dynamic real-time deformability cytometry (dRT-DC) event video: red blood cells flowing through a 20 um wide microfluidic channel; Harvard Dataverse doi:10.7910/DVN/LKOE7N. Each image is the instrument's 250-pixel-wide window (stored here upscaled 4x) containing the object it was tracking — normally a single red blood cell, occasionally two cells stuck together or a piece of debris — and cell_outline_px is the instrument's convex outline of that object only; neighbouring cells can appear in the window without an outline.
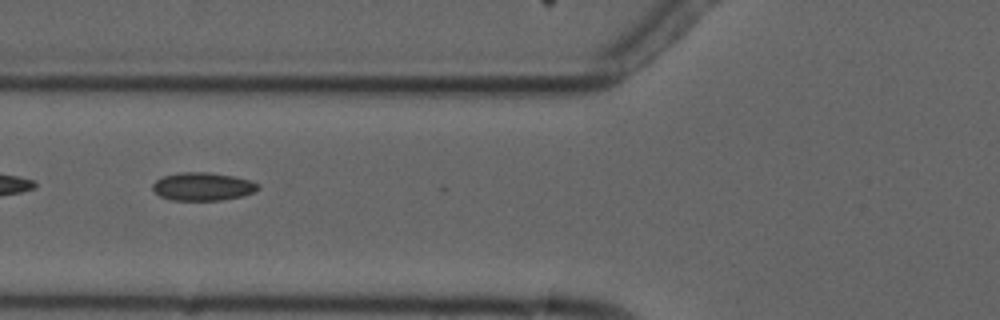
{"species": "common noctule bat (a hibernating species)", "species_latin": "Nyctalus noctula", "temperature_condition": "cold", "stored_images_in_passage": 8, "segment_of_instrument_passage": [2, 2], "camera_frame_rate_fps": 3000, "um_per_image_px": 0.085, "animal": {"sex": "male", "forearm_length_mm": 52.5}, "frame": {"image": 1, "passage_image": 5, "time_ms": 8.0, "image_size_px": [1000, 320], "cell_outline_px": [[260, 188], [256, 192], [244, 196], [220, 200], [172, 200], [160, 196], [152, 188], [152, 184], [156, 180], [164, 176], [180, 172], [208, 172], [232, 176], [252, 180], [260, 184]], "centroid_in_image_um": [17.29, 15.85], "position_along_channel_um": 108.5, "area_um2": 17.4}}
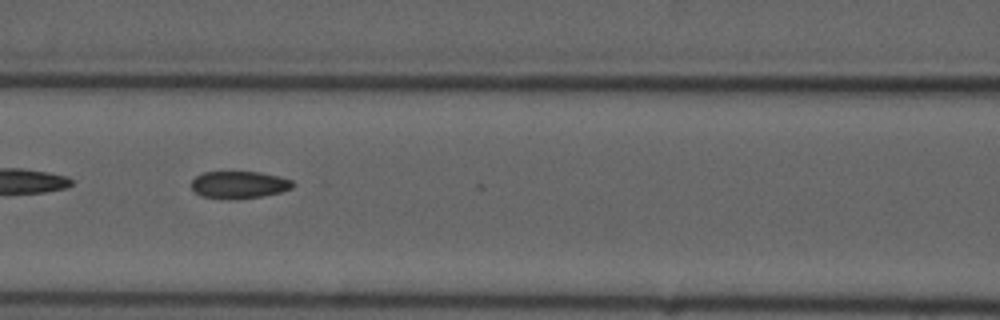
{"frame": {"image": 2, "passage_image": 6, "time_ms": 9.0, "image_size_px": [1000, 320], "cell_outline_px": [[296, 184], [292, 188], [280, 192], [260, 196], [236, 200], [232, 200], [200, 196], [192, 188], [192, 180], [196, 176], [204, 172], [260, 172], [280, 176], [292, 180]], "centroid_in_image_um": [20.34, 15.71], "position_along_channel_um": 146.3, "area_um2": 16.24}}
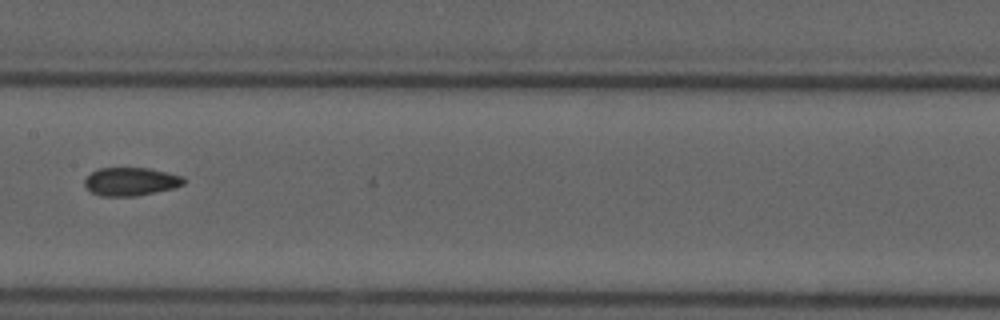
{"frame": {"image": 3, "passage_image": 7, "time_ms": 10.333, "image_size_px": [1000, 320], "cell_outline_px": [[184, 184], [172, 188], [136, 196], [100, 196], [92, 192], [84, 184], [84, 180], [96, 168], [148, 168], [184, 176]], "centroid_in_image_um": [11.1, 15.43], "position_along_channel_um": 196.3, "area_um2": 16.18}}